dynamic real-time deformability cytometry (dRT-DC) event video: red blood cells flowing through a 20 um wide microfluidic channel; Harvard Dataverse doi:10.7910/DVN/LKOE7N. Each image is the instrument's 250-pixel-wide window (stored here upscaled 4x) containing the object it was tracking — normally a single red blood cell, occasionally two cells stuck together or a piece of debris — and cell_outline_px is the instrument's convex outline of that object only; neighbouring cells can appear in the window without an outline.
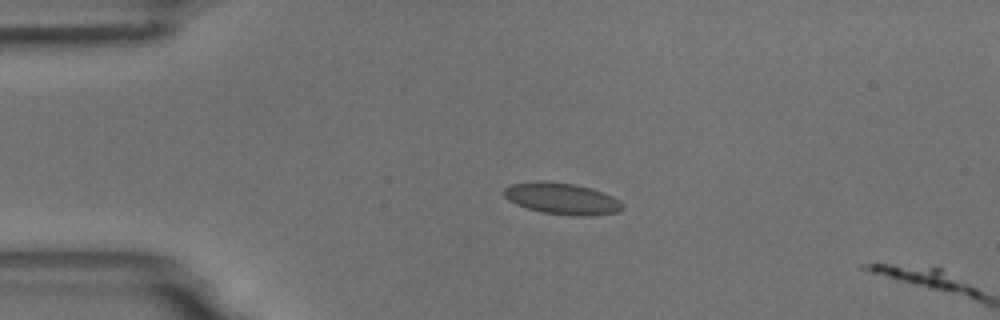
{"species": "common noctule bat (a hibernating species)", "species_latin": "Nyctalus noctula", "temperature_condition": "room temperature", "stored_images_in_passage": 2, "camera_frame_rate_fps": 3000, "um_per_image_px": 0.085, "animal": {"sex": "male", "body_mass_g": 18.8}, "frame": {"image": 1, "passage_image": 1, "time_ms": 0.0, "image_size_px": [1000, 320], "cell_outline_px": [[624, 208], [616, 212], [592, 216], [576, 216], [540, 212], [516, 204], [508, 200], [504, 196], [504, 188], [512, 184], [572, 184], [588, 188], [612, 196], [620, 200], [624, 204]], "centroid_in_image_um": [47.83, 16.95], "position_along_channel_um": 37.2, "area_um2": 20.75}}